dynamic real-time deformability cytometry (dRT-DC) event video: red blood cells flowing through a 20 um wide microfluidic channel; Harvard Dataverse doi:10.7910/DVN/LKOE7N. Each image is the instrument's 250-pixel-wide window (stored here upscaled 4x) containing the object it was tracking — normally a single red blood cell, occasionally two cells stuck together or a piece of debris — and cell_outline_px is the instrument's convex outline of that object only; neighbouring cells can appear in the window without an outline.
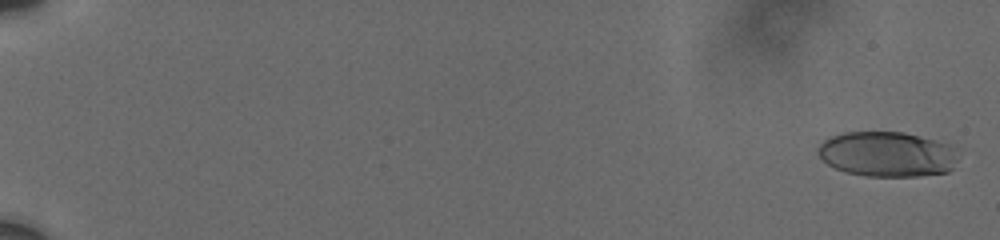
{"species": "human", "species_latin": "Homo sapiens", "temperature_condition": "cold", "stored_images_in_passage": 9, "camera_frame_rate_fps": 3000, "um_per_image_px": 0.085, "donor": {"sex": "male"}, "frame": {"image": 1, "passage_image": 1, "time_ms": 0.0, "image_size_px": [1000, 240], "cell_outline_px": [[956, 160], [952, 168], [948, 172], [920, 176], [864, 176], [844, 172], [828, 164], [816, 152], [820, 144], [824, 140], [832, 136], [844, 132], [904, 132], [948, 144], [952, 148]], "centroid_in_image_um": [75.36, 13.11], "position_along_channel_um": 9.6, "area_um2": 36.59}}
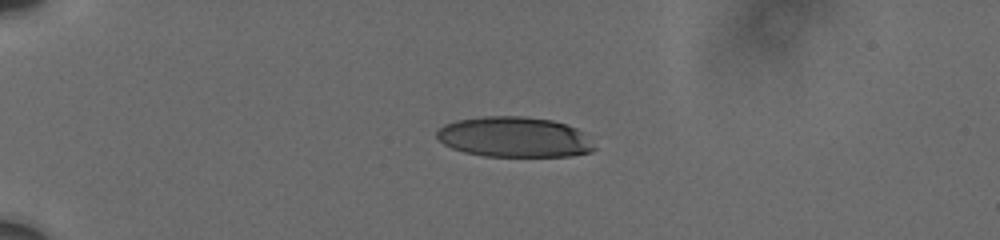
{"frame": {"image": 2, "passage_image": 6, "time_ms": 5.0, "image_size_px": [1000, 240], "cell_outline_px": [[596, 148], [592, 152], [572, 156], [484, 156], [464, 152], [452, 148], [444, 144], [436, 136], [436, 132], [444, 124], [456, 120], [484, 116], [524, 116], [552, 120], [568, 124], [584, 132]], "centroid_in_image_um": [43.74, 11.65], "position_along_channel_um": 41.3, "area_um2": 37.28}}
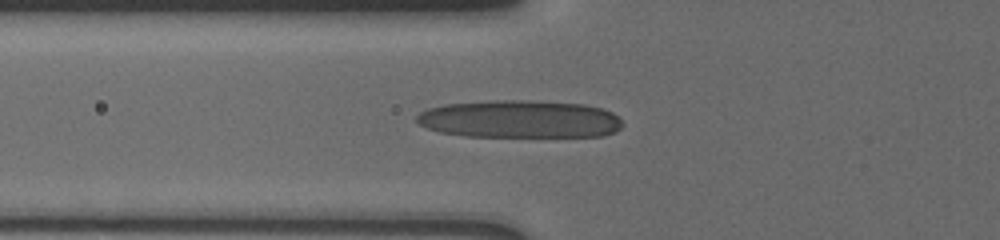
{"frame": {"image": 3, "passage_image": 9, "time_ms": 7.667, "image_size_px": [1000, 240], "cell_outline_px": [[624, 124], [616, 132], [604, 136], [464, 136], [440, 132], [428, 128], [420, 124], [416, 120], [416, 116], [420, 112], [428, 108], [444, 104], [492, 100], [524, 100], [584, 104], [604, 108], [612, 112]], "centroid_in_image_um": [44.19, 10.12], "position_along_channel_um": 81.6, "area_um2": 45.37}}